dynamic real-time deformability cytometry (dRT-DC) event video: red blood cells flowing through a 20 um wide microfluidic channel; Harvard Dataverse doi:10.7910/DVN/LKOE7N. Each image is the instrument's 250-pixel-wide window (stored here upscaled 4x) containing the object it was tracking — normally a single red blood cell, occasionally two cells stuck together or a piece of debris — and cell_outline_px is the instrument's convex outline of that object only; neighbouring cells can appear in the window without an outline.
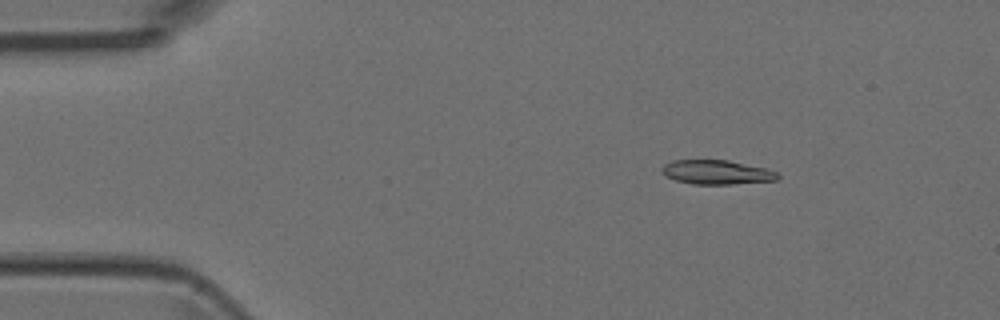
{"species": "Egyptian fruit bat (a non-hibernating species)", "species_latin": "Rousettus aegyptiacus", "temperature_condition": "room temperature", "stored_images_in_passage": 6, "camera_frame_rate_fps": 3000, "um_per_image_px": 0.085, "animal": {"sex": "female"}, "frame": {"image": 1, "passage_image": 2, "time_ms": 2.0, "image_size_px": [1000, 320], "cell_outline_px": [[780, 176], [776, 180], [732, 184], [692, 184], [676, 180], [664, 176], [660, 172], [660, 168], [664, 164], [672, 160], [728, 160], [768, 168], [776, 172]], "centroid_in_image_um": [60.88, 14.63], "position_along_channel_um": 24.1, "area_um2": 16.53}}
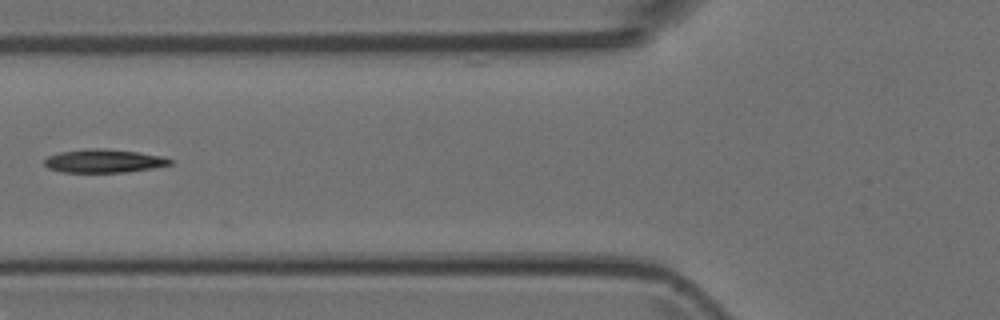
{"frame": {"image": 2, "passage_image": 5, "time_ms": 6.0, "image_size_px": [1000, 320], "cell_outline_px": [[172, 164], [152, 168], [124, 172], [64, 172], [48, 168], [44, 164], [44, 160], [48, 156], [60, 152], [88, 148], [104, 148], [136, 152], [160, 156], [172, 160]], "centroid_in_image_um": [8.79, 13.68], "position_along_channel_um": 117.0, "area_um2": 16.94}}
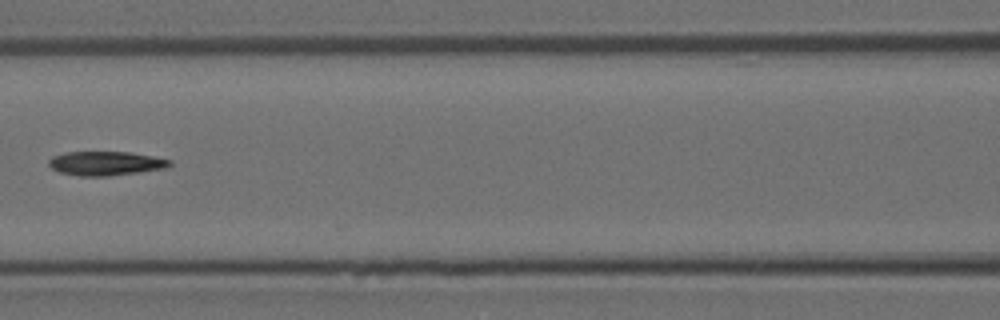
{"frame": {"image": 3, "passage_image": 6, "time_ms": 7.0, "image_size_px": [1000, 320], "cell_outline_px": [[172, 164], [164, 168], [140, 172], [108, 176], [80, 176], [60, 172], [52, 168], [48, 164], [48, 160], [52, 156], [68, 152], [128, 152], [152, 156], [172, 160]], "centroid_in_image_um": [8.98, 13.88], "position_along_channel_um": 157.6, "area_um2": 16.88}}